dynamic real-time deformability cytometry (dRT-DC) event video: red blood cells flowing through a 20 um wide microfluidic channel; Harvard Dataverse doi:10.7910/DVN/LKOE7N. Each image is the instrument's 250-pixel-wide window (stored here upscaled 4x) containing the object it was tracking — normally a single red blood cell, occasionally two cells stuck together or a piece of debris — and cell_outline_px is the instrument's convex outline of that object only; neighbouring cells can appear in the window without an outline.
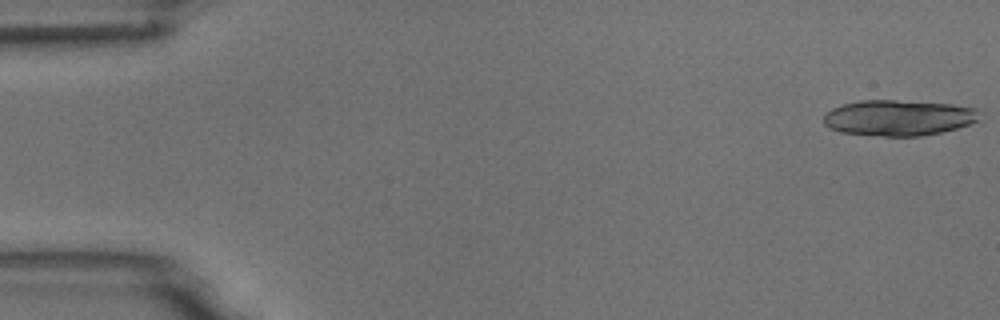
{"species": "common noctule bat (a hibernating species)", "species_latin": "Nyctalus noctula", "temperature_condition": "room temperature", "stored_images_in_passage": 5, "camera_frame_rate_fps": 3000, "um_per_image_px": 0.085, "animal": {"sex": "male", "body_mass_g": 18.8}, "frame": {"image": 1, "passage_image": 1, "time_ms": 0.0, "image_size_px": [1000, 320], "cell_outline_px": [[980, 120], [956, 128], [940, 132], [920, 136], [884, 136], [840, 132], [828, 128], [824, 124], [824, 112], [832, 108], [844, 104], [860, 100], [896, 100], [952, 104], [976, 108]], "centroid_in_image_um": [76.34, 10.01], "position_along_channel_um": 8.7, "area_um2": 32.48}}